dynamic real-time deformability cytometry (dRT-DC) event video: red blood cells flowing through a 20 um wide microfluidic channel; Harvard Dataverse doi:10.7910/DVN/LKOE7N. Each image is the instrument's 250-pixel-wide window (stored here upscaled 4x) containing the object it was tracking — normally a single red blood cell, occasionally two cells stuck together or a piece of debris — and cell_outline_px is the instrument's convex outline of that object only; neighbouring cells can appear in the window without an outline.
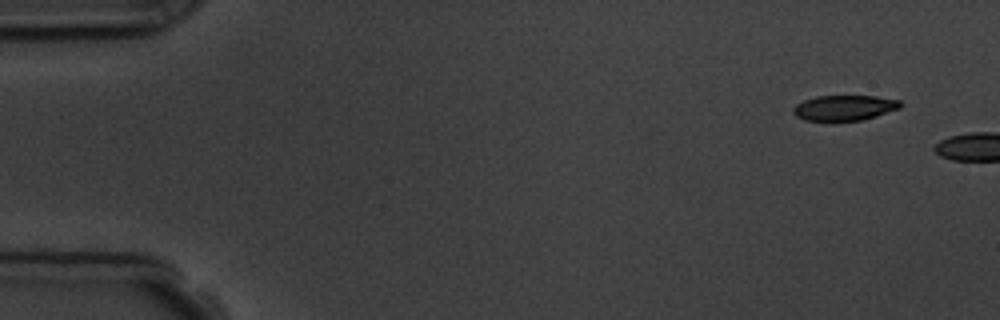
{"species": "common noctule bat (a hibernating species)", "species_latin": "Nyctalus noctula", "temperature_condition": "room temperature", "stored_images_in_passage": 2, "camera_frame_rate_fps": 3000, "um_per_image_px": 0.085, "animal": {"sex": "male", "body_mass_g": 19.5, "forearm_length_mm": 54.6}, "frame": {"image": 1, "passage_image": 1, "time_ms": 0.0, "image_size_px": [1000, 320], "cell_outline_px": [[904, 104], [900, 108], [876, 116], [860, 120], [832, 124], [804, 120], [796, 116], [792, 112], [792, 108], [796, 104], [804, 100], [816, 96], [876, 96], [900, 100]], "centroid_in_image_um": [71.73, 9.21], "position_along_channel_um": 13.3, "area_um2": 16.59}}